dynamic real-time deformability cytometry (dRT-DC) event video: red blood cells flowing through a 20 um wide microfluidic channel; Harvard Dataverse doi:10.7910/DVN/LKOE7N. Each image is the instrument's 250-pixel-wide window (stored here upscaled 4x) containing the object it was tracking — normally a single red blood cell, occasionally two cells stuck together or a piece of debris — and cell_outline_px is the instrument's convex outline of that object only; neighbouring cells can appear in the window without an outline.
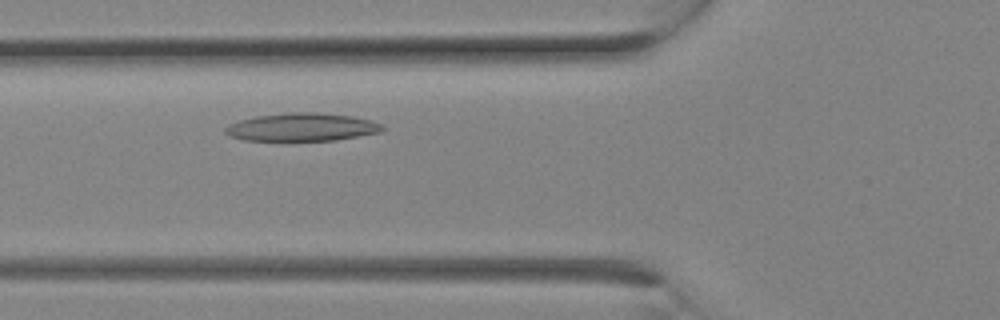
{"species": "Egyptian fruit bat (a non-hibernating species)", "species_latin": "Rousettus aegyptiacus", "temperature_condition": "room temperature", "stored_images_in_passage": 5, "camera_frame_rate_fps": 3000, "um_per_image_px": 0.085, "animal": {"sex": "female"}, "frame": {"image": 1, "passage_image": 5, "time_ms": 1.333, "image_size_px": [1000, 320], "cell_outline_px": [[384, 128], [380, 132], [336, 140], [244, 140], [232, 136], [224, 132], [224, 128], [228, 124], [240, 120], [256, 116], [292, 112], [312, 112], [352, 116], [372, 120], [380, 124]], "centroid_in_image_um": [25.65, 10.8], "position_along_channel_um": 100.1, "area_um2": 25.37}}